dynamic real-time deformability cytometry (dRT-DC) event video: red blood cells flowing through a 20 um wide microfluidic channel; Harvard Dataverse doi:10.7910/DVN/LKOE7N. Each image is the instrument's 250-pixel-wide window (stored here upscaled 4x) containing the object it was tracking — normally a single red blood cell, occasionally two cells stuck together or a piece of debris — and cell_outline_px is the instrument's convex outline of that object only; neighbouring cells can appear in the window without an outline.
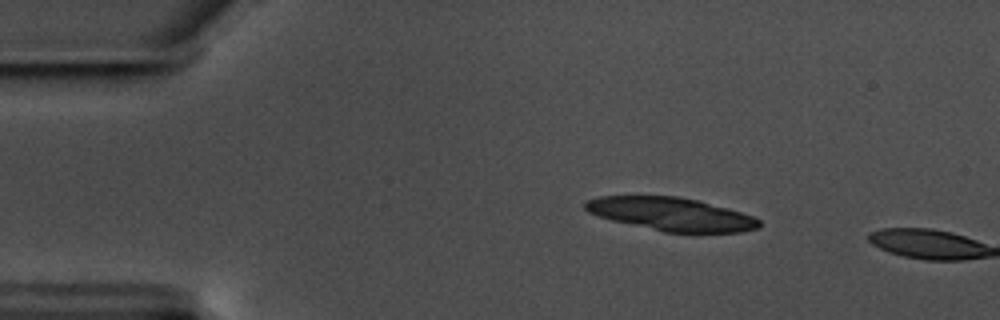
{"species": "common noctule bat (a hibernating species)", "species_latin": "Nyctalus noctula", "temperature_condition": "warm", "stored_images_in_passage": 10, "camera_frame_rate_fps": 3000, "um_per_image_px": 0.085, "animal": {"sex": "male", "body_mass_g": 17.5, "forearm_length_mm": 52.3}, "frame": {"image": 1, "passage_image": 9, "time_ms": 2.667, "image_size_px": [1000, 320], "cell_outline_px": [[760, 228], [740, 232], [664, 232], [612, 220], [588, 212], [584, 208], [584, 204], [588, 200], [600, 196], [676, 196], [696, 200], [728, 208], [752, 216], [760, 220]], "centroid_in_image_um": [57.06, 18.2], "position_along_channel_um": 27.9, "area_um2": 33.29}}